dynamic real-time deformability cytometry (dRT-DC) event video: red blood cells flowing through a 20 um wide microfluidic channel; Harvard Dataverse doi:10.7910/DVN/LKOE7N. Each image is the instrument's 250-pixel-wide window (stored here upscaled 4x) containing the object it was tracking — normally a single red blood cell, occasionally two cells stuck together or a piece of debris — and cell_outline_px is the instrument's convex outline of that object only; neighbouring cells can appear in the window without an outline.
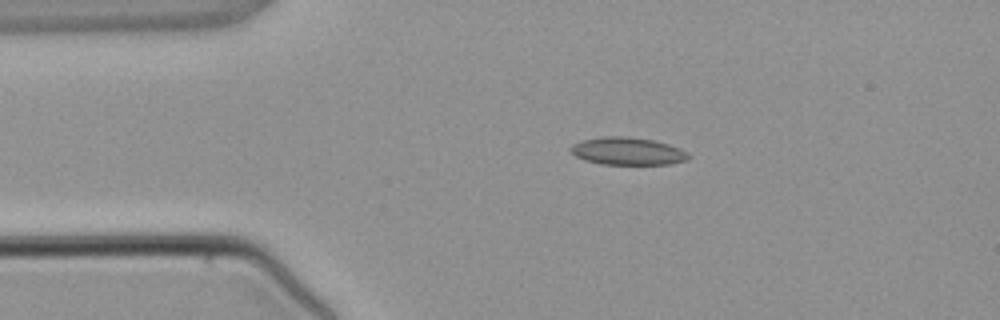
{"species": "common noctule bat (a hibernating species)", "species_latin": "Nyctalus noctula", "temperature_condition": "warm", "stored_images_in_passage": 2, "camera_frame_rate_fps": 3000, "um_per_image_px": 0.085, "animal": {"sex": "male", "body_mass_g": 21.5, "forearm_length_mm": 52.0}, "frame": {"image": 1, "passage_image": 1, "time_ms": 0.0, "image_size_px": [1000, 320], "cell_outline_px": [[692, 156], [688, 160], [672, 164], [600, 164], [584, 160], [576, 156], [568, 148], [572, 144], [580, 140], [604, 136], [628, 136], [652, 140], [668, 144], [680, 148], [688, 152]], "centroid_in_image_um": [53.35, 12.85], "position_along_channel_um": 31.6, "area_um2": 19.19}}